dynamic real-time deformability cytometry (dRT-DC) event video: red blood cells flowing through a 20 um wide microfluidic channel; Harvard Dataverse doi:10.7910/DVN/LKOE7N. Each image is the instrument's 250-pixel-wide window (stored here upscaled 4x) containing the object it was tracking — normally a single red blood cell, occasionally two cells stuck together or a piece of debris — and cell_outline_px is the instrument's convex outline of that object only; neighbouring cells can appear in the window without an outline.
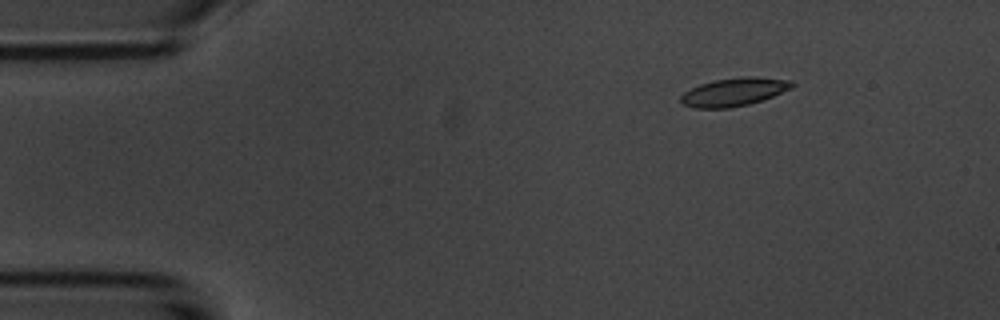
{"species": "common noctule bat (a hibernating species)", "species_latin": "Nyctalus noctula", "temperature_condition": "room temperature", "stored_images_in_passage": 48, "camera_frame_rate_fps": 3000, "um_per_image_px": 0.085, "animal": {"sex": "male", "body_mass_g": 20.1, "forearm_length_mm": 53.5}, "frame": {"image": 1, "passage_image": 1, "time_ms": 0.0, "image_size_px": [1000, 320], "cell_outline_px": [[796, 84], [792, 88], [772, 96], [748, 104], [728, 108], [696, 108], [684, 104], [680, 100], [680, 96], [684, 92], [700, 84], [716, 80], [744, 76], [756, 76], [792, 80]], "centroid_in_image_um": [62.42, 7.8], "position_along_channel_um": 22.6, "area_um2": 18.15}}
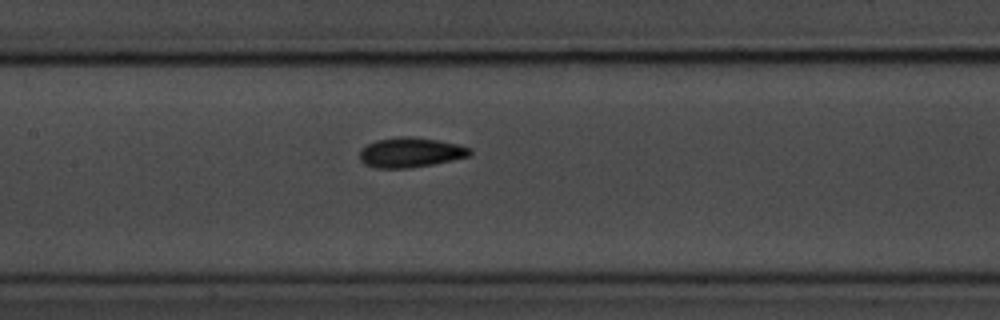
{"frame": {"image": 2, "passage_image": 19, "time_ms": 6.0, "image_size_px": [1000, 320], "cell_outline_px": [[472, 152], [468, 156], [452, 160], [432, 164], [408, 168], [376, 168], [364, 164], [360, 160], [360, 152], [368, 144], [376, 140], [400, 136], [412, 136], [436, 140], [456, 144], [472, 148]], "centroid_in_image_um": [34.88, 12.96], "position_along_channel_um": 172.5, "area_um2": 19.02}}
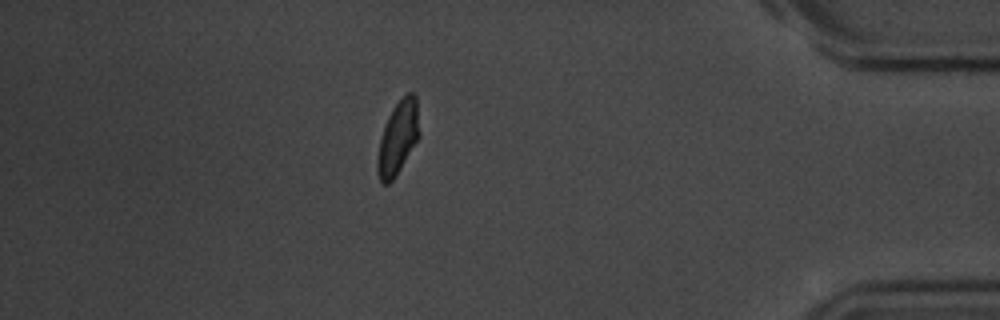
{"frame": {"image": 3, "passage_image": 41, "time_ms": 13.333, "image_size_px": [1000, 320], "cell_outline_px": [[420, 136], [396, 176], [388, 184], [380, 184], [376, 172], [376, 156], [384, 124], [392, 108], [408, 92], [412, 92], [416, 96], [420, 132]], "centroid_in_image_um": [33.8, 11.75], "position_along_channel_um": 401.4, "area_um2": 18.21}, "authors_computed_cell_mechanics": {"area_um2": 18.3804, "velocity_mm_per_s": 3.6954, "shape_relaxation_time_tau1_ms": 2.6599, "shape_relaxation_time_tau2_ms": 1.6792, "deformation_change_tau1": 0.125, "deformation_change_tau2": 0.0692}}